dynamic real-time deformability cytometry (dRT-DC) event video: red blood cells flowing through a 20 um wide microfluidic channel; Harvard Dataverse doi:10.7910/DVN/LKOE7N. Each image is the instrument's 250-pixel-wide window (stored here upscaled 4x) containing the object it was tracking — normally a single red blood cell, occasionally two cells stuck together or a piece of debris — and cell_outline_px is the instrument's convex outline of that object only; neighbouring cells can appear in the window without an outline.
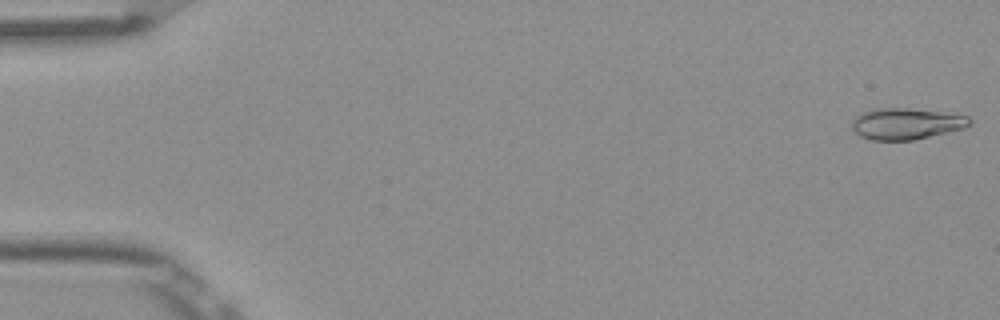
{"species": "Egyptian fruit bat (a non-hibernating species)", "species_latin": "Rousettus aegyptiacus", "temperature_condition": "room temperature", "stored_images_in_passage": 52, "camera_frame_rate_fps": 3000, "um_per_image_px": 0.085, "frame": {"image": 1, "passage_image": 1, "time_ms": 0.0, "image_size_px": [1000, 320], "cell_outline_px": [[972, 124], [964, 128], [912, 140], [872, 140], [860, 136], [852, 128], [852, 120], [856, 116], [872, 108], [908, 108], [968, 116], [972, 120]], "centroid_in_image_um": [77.01, 10.51], "position_along_channel_um": 8.0, "area_um2": 21.27}}
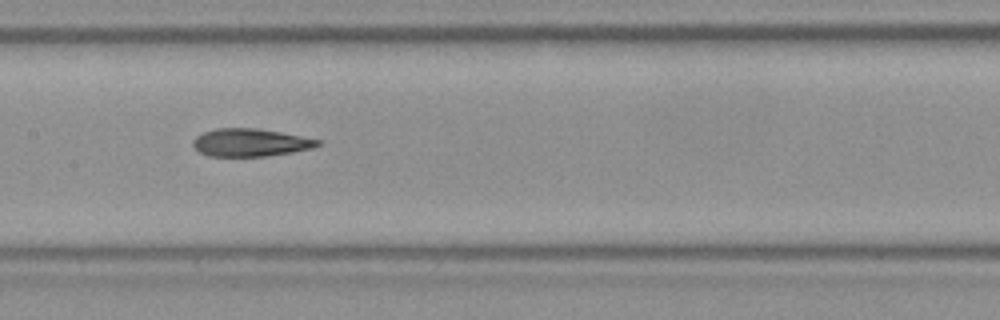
{"frame": {"image": 2, "passage_image": 26, "time_ms": 8.333, "image_size_px": [1000, 320], "cell_outline_px": [[320, 144], [312, 148], [292, 152], [268, 156], [208, 156], [200, 152], [192, 144], [192, 140], [196, 136], [204, 132], [216, 128], [256, 128], [280, 132], [320, 140]], "centroid_in_image_um": [21.25, 12.11], "position_along_channel_um": 186.1, "area_um2": 20.06}}
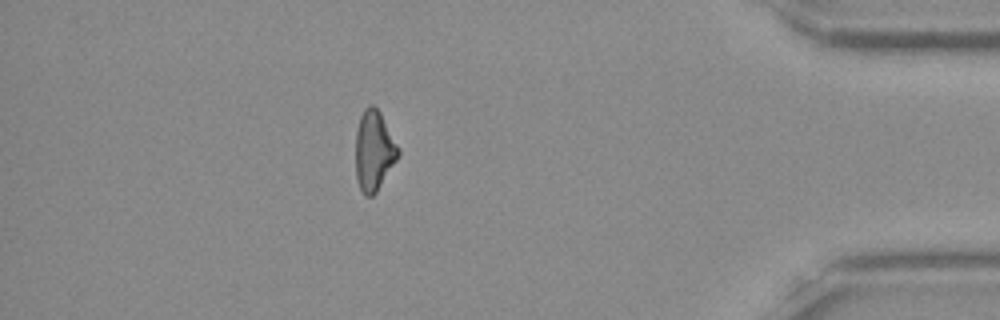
{"frame": {"image": 3, "passage_image": 46, "time_ms": 15.0, "image_size_px": [1000, 320], "cell_outline_px": [[400, 156], [376, 192], [372, 196], [364, 196], [356, 180], [356, 132], [360, 116], [364, 108], [368, 104], [372, 104], [380, 112], [400, 148]], "centroid_in_image_um": [31.8, 12.81], "position_along_channel_um": 403.4, "area_um2": 20.06}, "authors_computed_cell_mechanics": {"area_um2": 20.808, "velocity_mm_per_s": 3.8974, "shape_relaxation_time_tau1_ms": 4.9265, "shape_relaxation_time_tau2_ms": 3.1508, "deformation_change_tau1": 0.1623, "deformation_change_tau2": 0.126}}